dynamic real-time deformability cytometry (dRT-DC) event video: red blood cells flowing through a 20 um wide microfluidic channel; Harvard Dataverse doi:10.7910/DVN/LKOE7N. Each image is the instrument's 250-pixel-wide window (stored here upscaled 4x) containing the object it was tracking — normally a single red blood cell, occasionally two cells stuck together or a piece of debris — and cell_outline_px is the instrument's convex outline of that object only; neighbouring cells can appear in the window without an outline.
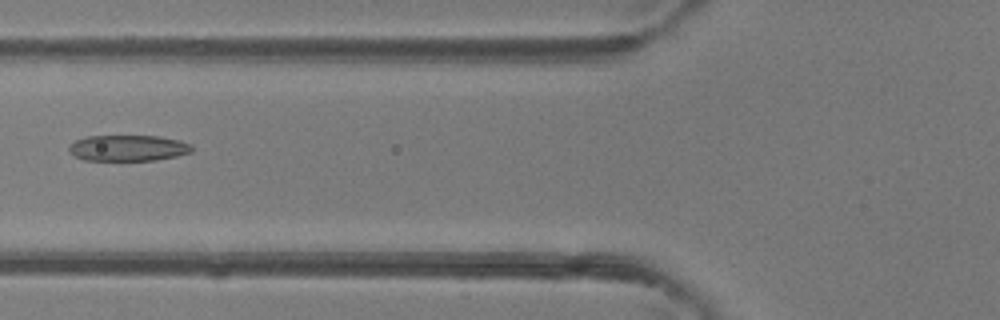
{"species": "common noctule bat (a hibernating species)", "species_latin": "Nyctalus noctula", "temperature_condition": "room temperature", "stored_images_in_passage": 47, "camera_frame_rate_fps": 3000, "um_per_image_px": 0.085, "animal": {"sex": "female"}, "frame": {"image": 1, "passage_image": 19, "time_ms": 6.0, "image_size_px": [1000, 320], "cell_outline_px": [[192, 152], [176, 156], [156, 160], [84, 160], [68, 152], [68, 148], [76, 140], [84, 136], [160, 136], [180, 140], [192, 144]], "centroid_in_image_um": [10.9, 12.58], "position_along_channel_um": 114.9, "area_um2": 18.67}}
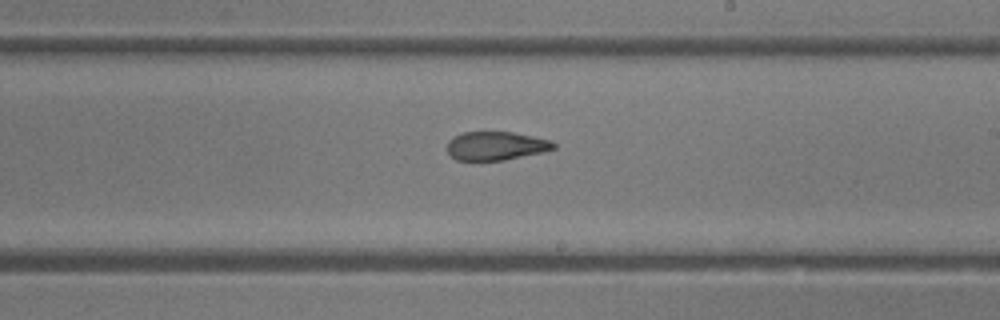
{"frame": {"image": 2, "passage_image": 28, "time_ms": 9.0, "image_size_px": [1000, 320], "cell_outline_px": [[556, 148], [544, 152], [504, 160], [456, 160], [448, 152], [448, 140], [452, 136], [464, 132], [512, 132], [552, 140], [556, 144]], "centroid_in_image_um": [42.18, 12.39], "position_along_channel_um": 246.8, "area_um2": 17.8}}
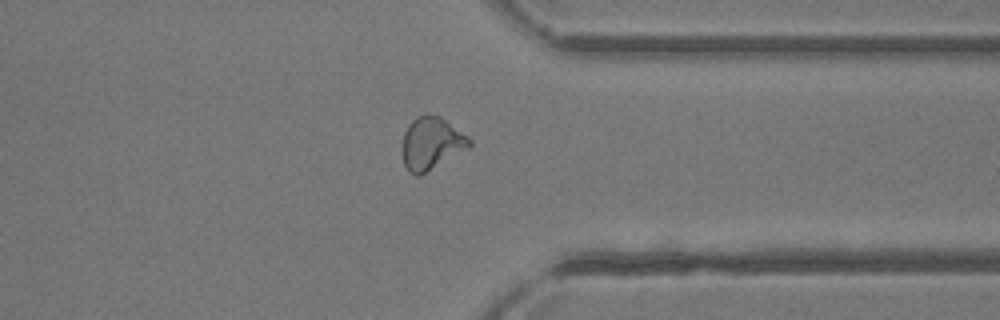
{"frame": {"image": 3, "passage_image": 37, "time_ms": 12.0, "image_size_px": [1000, 320], "cell_outline_px": [[472, 144], [468, 148], [420, 176], [416, 176], [408, 172], [404, 164], [400, 148], [404, 132], [408, 124], [416, 116], [424, 112], [428, 112], [440, 116], [468, 136], [472, 140]], "centroid_in_image_um": [36.62, 12.17], "position_along_channel_um": 374.8, "area_um2": 21.04}, "authors_computed_cell_mechanics": {"area_um2": 20.9236, "velocity_mm_per_s": 4.3914, "shape_relaxation_time_tau1_ms": null, "shape_relaxation_time_tau2_ms": 1.017, "deformation_change_tau1": null, "deformation_change_tau2": 0.0848}}